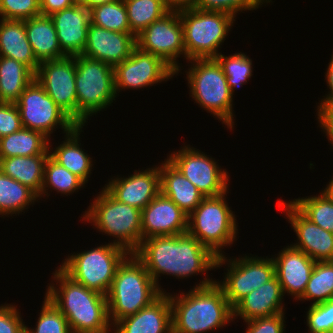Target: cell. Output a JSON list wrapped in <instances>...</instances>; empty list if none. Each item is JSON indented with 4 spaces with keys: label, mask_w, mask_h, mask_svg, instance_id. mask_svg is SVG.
Here are the masks:
<instances>
[{
    "label": "cell",
    "mask_w": 333,
    "mask_h": 333,
    "mask_svg": "<svg viewBox=\"0 0 333 333\" xmlns=\"http://www.w3.org/2000/svg\"><path fill=\"white\" fill-rule=\"evenodd\" d=\"M134 255L145 265L162 293L165 291L158 283L162 274L187 279L216 269L217 256L188 233L146 238Z\"/></svg>",
    "instance_id": "6da1fadb"
},
{
    "label": "cell",
    "mask_w": 333,
    "mask_h": 333,
    "mask_svg": "<svg viewBox=\"0 0 333 333\" xmlns=\"http://www.w3.org/2000/svg\"><path fill=\"white\" fill-rule=\"evenodd\" d=\"M167 294L172 309V333H206L233 322V308L212 278H203L188 293Z\"/></svg>",
    "instance_id": "7a4b0ae2"
},
{
    "label": "cell",
    "mask_w": 333,
    "mask_h": 333,
    "mask_svg": "<svg viewBox=\"0 0 333 333\" xmlns=\"http://www.w3.org/2000/svg\"><path fill=\"white\" fill-rule=\"evenodd\" d=\"M53 275L56 285L50 283L45 296L67 319L72 333H113L105 295L77 283L59 267Z\"/></svg>",
    "instance_id": "3957f363"
},
{
    "label": "cell",
    "mask_w": 333,
    "mask_h": 333,
    "mask_svg": "<svg viewBox=\"0 0 333 333\" xmlns=\"http://www.w3.org/2000/svg\"><path fill=\"white\" fill-rule=\"evenodd\" d=\"M161 294L145 265L130 253L117 267L106 295L111 325L147 307Z\"/></svg>",
    "instance_id": "277c9868"
},
{
    "label": "cell",
    "mask_w": 333,
    "mask_h": 333,
    "mask_svg": "<svg viewBox=\"0 0 333 333\" xmlns=\"http://www.w3.org/2000/svg\"><path fill=\"white\" fill-rule=\"evenodd\" d=\"M82 215V221L115 238L113 244L134 253L142 243L141 210L116 200L104 187ZM84 216V217H83Z\"/></svg>",
    "instance_id": "5b68a950"
},
{
    "label": "cell",
    "mask_w": 333,
    "mask_h": 333,
    "mask_svg": "<svg viewBox=\"0 0 333 333\" xmlns=\"http://www.w3.org/2000/svg\"><path fill=\"white\" fill-rule=\"evenodd\" d=\"M187 74L190 93L195 103L213 114L233 130V96L221 65L215 58L192 59Z\"/></svg>",
    "instance_id": "8992f818"
},
{
    "label": "cell",
    "mask_w": 333,
    "mask_h": 333,
    "mask_svg": "<svg viewBox=\"0 0 333 333\" xmlns=\"http://www.w3.org/2000/svg\"><path fill=\"white\" fill-rule=\"evenodd\" d=\"M229 191L205 197L188 216L187 233L207 247L215 256H223L222 249L234 243L238 225L226 196Z\"/></svg>",
    "instance_id": "52a82bcc"
},
{
    "label": "cell",
    "mask_w": 333,
    "mask_h": 333,
    "mask_svg": "<svg viewBox=\"0 0 333 333\" xmlns=\"http://www.w3.org/2000/svg\"><path fill=\"white\" fill-rule=\"evenodd\" d=\"M183 27L186 60L215 58L221 52L235 17L217 11L196 8L179 11Z\"/></svg>",
    "instance_id": "ba28073f"
},
{
    "label": "cell",
    "mask_w": 333,
    "mask_h": 333,
    "mask_svg": "<svg viewBox=\"0 0 333 333\" xmlns=\"http://www.w3.org/2000/svg\"><path fill=\"white\" fill-rule=\"evenodd\" d=\"M77 125L85 126L93 114L111 106L117 97L113 67L103 61L76 55Z\"/></svg>",
    "instance_id": "9c48e42d"
},
{
    "label": "cell",
    "mask_w": 333,
    "mask_h": 333,
    "mask_svg": "<svg viewBox=\"0 0 333 333\" xmlns=\"http://www.w3.org/2000/svg\"><path fill=\"white\" fill-rule=\"evenodd\" d=\"M129 254L125 248L111 242L73 253L59 268L77 283L106 296L117 267Z\"/></svg>",
    "instance_id": "30bf717a"
},
{
    "label": "cell",
    "mask_w": 333,
    "mask_h": 333,
    "mask_svg": "<svg viewBox=\"0 0 333 333\" xmlns=\"http://www.w3.org/2000/svg\"><path fill=\"white\" fill-rule=\"evenodd\" d=\"M226 264L227 273L223 281H216L233 308L241 299L258 289L275 276V263L271 258L248 256L227 259L217 257L216 269Z\"/></svg>",
    "instance_id": "8fae6325"
},
{
    "label": "cell",
    "mask_w": 333,
    "mask_h": 333,
    "mask_svg": "<svg viewBox=\"0 0 333 333\" xmlns=\"http://www.w3.org/2000/svg\"><path fill=\"white\" fill-rule=\"evenodd\" d=\"M15 104L19 109L23 128L39 131L48 138L59 126L65 135L77 126L36 79L21 93Z\"/></svg>",
    "instance_id": "7c38bea8"
},
{
    "label": "cell",
    "mask_w": 333,
    "mask_h": 333,
    "mask_svg": "<svg viewBox=\"0 0 333 333\" xmlns=\"http://www.w3.org/2000/svg\"><path fill=\"white\" fill-rule=\"evenodd\" d=\"M189 145L171 152L167 159L188 179L204 197H214L229 190V175L214 158Z\"/></svg>",
    "instance_id": "4fadbf2b"
},
{
    "label": "cell",
    "mask_w": 333,
    "mask_h": 333,
    "mask_svg": "<svg viewBox=\"0 0 333 333\" xmlns=\"http://www.w3.org/2000/svg\"><path fill=\"white\" fill-rule=\"evenodd\" d=\"M136 47L160 57L178 75L181 67L177 58L183 55L186 59L179 11H170L160 20L151 23L136 36Z\"/></svg>",
    "instance_id": "5bb4252c"
},
{
    "label": "cell",
    "mask_w": 333,
    "mask_h": 333,
    "mask_svg": "<svg viewBox=\"0 0 333 333\" xmlns=\"http://www.w3.org/2000/svg\"><path fill=\"white\" fill-rule=\"evenodd\" d=\"M75 75L76 55L41 62L35 79L50 98L77 124Z\"/></svg>",
    "instance_id": "9a60e30c"
},
{
    "label": "cell",
    "mask_w": 333,
    "mask_h": 333,
    "mask_svg": "<svg viewBox=\"0 0 333 333\" xmlns=\"http://www.w3.org/2000/svg\"><path fill=\"white\" fill-rule=\"evenodd\" d=\"M116 95L122 89H139L168 81L176 72L160 57L135 47L131 55L113 67Z\"/></svg>",
    "instance_id": "2e32d148"
},
{
    "label": "cell",
    "mask_w": 333,
    "mask_h": 333,
    "mask_svg": "<svg viewBox=\"0 0 333 333\" xmlns=\"http://www.w3.org/2000/svg\"><path fill=\"white\" fill-rule=\"evenodd\" d=\"M278 208H284L286 219L296 233L297 243L294 248L303 251L315 262L333 261V233L322 229L306 218L290 200L277 203Z\"/></svg>",
    "instance_id": "e0dca14e"
},
{
    "label": "cell",
    "mask_w": 333,
    "mask_h": 333,
    "mask_svg": "<svg viewBox=\"0 0 333 333\" xmlns=\"http://www.w3.org/2000/svg\"><path fill=\"white\" fill-rule=\"evenodd\" d=\"M142 240L186 234L188 215L161 192L141 210Z\"/></svg>",
    "instance_id": "ac0fdd59"
},
{
    "label": "cell",
    "mask_w": 333,
    "mask_h": 333,
    "mask_svg": "<svg viewBox=\"0 0 333 333\" xmlns=\"http://www.w3.org/2000/svg\"><path fill=\"white\" fill-rule=\"evenodd\" d=\"M104 188L119 202L142 210L160 193L159 166L111 178Z\"/></svg>",
    "instance_id": "d6986e66"
},
{
    "label": "cell",
    "mask_w": 333,
    "mask_h": 333,
    "mask_svg": "<svg viewBox=\"0 0 333 333\" xmlns=\"http://www.w3.org/2000/svg\"><path fill=\"white\" fill-rule=\"evenodd\" d=\"M135 47L136 37L132 33L115 32L91 23L82 55L114 67L127 59Z\"/></svg>",
    "instance_id": "ffe728a7"
},
{
    "label": "cell",
    "mask_w": 333,
    "mask_h": 333,
    "mask_svg": "<svg viewBox=\"0 0 333 333\" xmlns=\"http://www.w3.org/2000/svg\"><path fill=\"white\" fill-rule=\"evenodd\" d=\"M54 23L60 48L67 56L82 54L91 24V11L85 5H75L50 16Z\"/></svg>",
    "instance_id": "44dd1931"
},
{
    "label": "cell",
    "mask_w": 333,
    "mask_h": 333,
    "mask_svg": "<svg viewBox=\"0 0 333 333\" xmlns=\"http://www.w3.org/2000/svg\"><path fill=\"white\" fill-rule=\"evenodd\" d=\"M277 255L272 259L275 263V275L283 293L299 300L303 296L316 262L291 244L284 247Z\"/></svg>",
    "instance_id": "7402d4cb"
},
{
    "label": "cell",
    "mask_w": 333,
    "mask_h": 333,
    "mask_svg": "<svg viewBox=\"0 0 333 333\" xmlns=\"http://www.w3.org/2000/svg\"><path fill=\"white\" fill-rule=\"evenodd\" d=\"M114 333H172V309L167 292L137 313L118 320Z\"/></svg>",
    "instance_id": "603a6c76"
},
{
    "label": "cell",
    "mask_w": 333,
    "mask_h": 333,
    "mask_svg": "<svg viewBox=\"0 0 333 333\" xmlns=\"http://www.w3.org/2000/svg\"><path fill=\"white\" fill-rule=\"evenodd\" d=\"M284 293L275 275L271 280L253 290L233 307V319L237 317L245 322L284 313L282 304Z\"/></svg>",
    "instance_id": "cb8c5ba5"
},
{
    "label": "cell",
    "mask_w": 333,
    "mask_h": 333,
    "mask_svg": "<svg viewBox=\"0 0 333 333\" xmlns=\"http://www.w3.org/2000/svg\"><path fill=\"white\" fill-rule=\"evenodd\" d=\"M159 170L160 192L189 216L205 197L168 159Z\"/></svg>",
    "instance_id": "d4e9b609"
},
{
    "label": "cell",
    "mask_w": 333,
    "mask_h": 333,
    "mask_svg": "<svg viewBox=\"0 0 333 333\" xmlns=\"http://www.w3.org/2000/svg\"><path fill=\"white\" fill-rule=\"evenodd\" d=\"M0 56L15 59L36 74L40 63L27 39L24 21L0 19Z\"/></svg>",
    "instance_id": "484cf974"
},
{
    "label": "cell",
    "mask_w": 333,
    "mask_h": 333,
    "mask_svg": "<svg viewBox=\"0 0 333 333\" xmlns=\"http://www.w3.org/2000/svg\"><path fill=\"white\" fill-rule=\"evenodd\" d=\"M26 35L39 63L67 55L60 48L57 32L50 16L38 15L24 20Z\"/></svg>",
    "instance_id": "4316f807"
},
{
    "label": "cell",
    "mask_w": 333,
    "mask_h": 333,
    "mask_svg": "<svg viewBox=\"0 0 333 333\" xmlns=\"http://www.w3.org/2000/svg\"><path fill=\"white\" fill-rule=\"evenodd\" d=\"M82 129L83 126L77 125L70 133L64 135L66 137L64 138L65 141L55 148L52 147L49 141V156L69 172L88 183L93 160H91L90 155L84 152V149L82 150V147L80 148V132H83ZM53 149L55 150L53 151Z\"/></svg>",
    "instance_id": "83f0119b"
},
{
    "label": "cell",
    "mask_w": 333,
    "mask_h": 333,
    "mask_svg": "<svg viewBox=\"0 0 333 333\" xmlns=\"http://www.w3.org/2000/svg\"><path fill=\"white\" fill-rule=\"evenodd\" d=\"M49 155L14 156L0 158V171L28 186L37 195L41 193L45 161Z\"/></svg>",
    "instance_id": "f1b7e54d"
},
{
    "label": "cell",
    "mask_w": 333,
    "mask_h": 333,
    "mask_svg": "<svg viewBox=\"0 0 333 333\" xmlns=\"http://www.w3.org/2000/svg\"><path fill=\"white\" fill-rule=\"evenodd\" d=\"M49 141L39 131L22 128L0 138V158L49 155Z\"/></svg>",
    "instance_id": "f546056e"
},
{
    "label": "cell",
    "mask_w": 333,
    "mask_h": 333,
    "mask_svg": "<svg viewBox=\"0 0 333 333\" xmlns=\"http://www.w3.org/2000/svg\"><path fill=\"white\" fill-rule=\"evenodd\" d=\"M35 79V74L23 63L0 56V101L16 103L21 93Z\"/></svg>",
    "instance_id": "4dcf8cb0"
},
{
    "label": "cell",
    "mask_w": 333,
    "mask_h": 333,
    "mask_svg": "<svg viewBox=\"0 0 333 333\" xmlns=\"http://www.w3.org/2000/svg\"><path fill=\"white\" fill-rule=\"evenodd\" d=\"M38 200V195L28 186L0 171V215H19Z\"/></svg>",
    "instance_id": "1f68e13d"
},
{
    "label": "cell",
    "mask_w": 333,
    "mask_h": 333,
    "mask_svg": "<svg viewBox=\"0 0 333 333\" xmlns=\"http://www.w3.org/2000/svg\"><path fill=\"white\" fill-rule=\"evenodd\" d=\"M124 3L131 33L135 37L170 12L164 0H124Z\"/></svg>",
    "instance_id": "d6a6232c"
},
{
    "label": "cell",
    "mask_w": 333,
    "mask_h": 333,
    "mask_svg": "<svg viewBox=\"0 0 333 333\" xmlns=\"http://www.w3.org/2000/svg\"><path fill=\"white\" fill-rule=\"evenodd\" d=\"M85 184L81 178L69 172L48 156L44 165L42 190L38 198L40 199L45 195L48 197L50 195L48 193L49 188L68 196L71 193L78 192V189L83 188Z\"/></svg>",
    "instance_id": "836d02e7"
},
{
    "label": "cell",
    "mask_w": 333,
    "mask_h": 333,
    "mask_svg": "<svg viewBox=\"0 0 333 333\" xmlns=\"http://www.w3.org/2000/svg\"><path fill=\"white\" fill-rule=\"evenodd\" d=\"M290 202L312 223L333 233V200L324 191Z\"/></svg>",
    "instance_id": "e575fe53"
},
{
    "label": "cell",
    "mask_w": 333,
    "mask_h": 333,
    "mask_svg": "<svg viewBox=\"0 0 333 333\" xmlns=\"http://www.w3.org/2000/svg\"><path fill=\"white\" fill-rule=\"evenodd\" d=\"M333 299V261L316 262L300 301L311 305Z\"/></svg>",
    "instance_id": "d590c367"
},
{
    "label": "cell",
    "mask_w": 333,
    "mask_h": 333,
    "mask_svg": "<svg viewBox=\"0 0 333 333\" xmlns=\"http://www.w3.org/2000/svg\"><path fill=\"white\" fill-rule=\"evenodd\" d=\"M91 23L107 30L131 33L124 0L96 5L90 8Z\"/></svg>",
    "instance_id": "8d00e7d4"
},
{
    "label": "cell",
    "mask_w": 333,
    "mask_h": 333,
    "mask_svg": "<svg viewBox=\"0 0 333 333\" xmlns=\"http://www.w3.org/2000/svg\"><path fill=\"white\" fill-rule=\"evenodd\" d=\"M215 59L222 67L232 96L234 89L248 83V79L253 75L252 60L245 53L237 52L230 56L220 53Z\"/></svg>",
    "instance_id": "74e56055"
},
{
    "label": "cell",
    "mask_w": 333,
    "mask_h": 333,
    "mask_svg": "<svg viewBox=\"0 0 333 333\" xmlns=\"http://www.w3.org/2000/svg\"><path fill=\"white\" fill-rule=\"evenodd\" d=\"M41 309L36 328L25 325V333H72L67 319L46 296Z\"/></svg>",
    "instance_id": "f35d334b"
},
{
    "label": "cell",
    "mask_w": 333,
    "mask_h": 333,
    "mask_svg": "<svg viewBox=\"0 0 333 333\" xmlns=\"http://www.w3.org/2000/svg\"><path fill=\"white\" fill-rule=\"evenodd\" d=\"M272 0H197L196 9L205 11L224 12L236 18L238 12L247 10H256L265 2Z\"/></svg>",
    "instance_id": "ab89813d"
},
{
    "label": "cell",
    "mask_w": 333,
    "mask_h": 333,
    "mask_svg": "<svg viewBox=\"0 0 333 333\" xmlns=\"http://www.w3.org/2000/svg\"><path fill=\"white\" fill-rule=\"evenodd\" d=\"M306 315L310 333H333V299L310 305Z\"/></svg>",
    "instance_id": "60d3db41"
},
{
    "label": "cell",
    "mask_w": 333,
    "mask_h": 333,
    "mask_svg": "<svg viewBox=\"0 0 333 333\" xmlns=\"http://www.w3.org/2000/svg\"><path fill=\"white\" fill-rule=\"evenodd\" d=\"M41 15L40 0H0V17L8 20H27Z\"/></svg>",
    "instance_id": "b9f144b4"
},
{
    "label": "cell",
    "mask_w": 333,
    "mask_h": 333,
    "mask_svg": "<svg viewBox=\"0 0 333 333\" xmlns=\"http://www.w3.org/2000/svg\"><path fill=\"white\" fill-rule=\"evenodd\" d=\"M23 128L20 112L15 103L0 102V138Z\"/></svg>",
    "instance_id": "7bdbcfd3"
},
{
    "label": "cell",
    "mask_w": 333,
    "mask_h": 333,
    "mask_svg": "<svg viewBox=\"0 0 333 333\" xmlns=\"http://www.w3.org/2000/svg\"><path fill=\"white\" fill-rule=\"evenodd\" d=\"M284 317V313H277L247 321L246 333H285Z\"/></svg>",
    "instance_id": "ee69618b"
},
{
    "label": "cell",
    "mask_w": 333,
    "mask_h": 333,
    "mask_svg": "<svg viewBox=\"0 0 333 333\" xmlns=\"http://www.w3.org/2000/svg\"><path fill=\"white\" fill-rule=\"evenodd\" d=\"M24 323L15 304L0 306V333H25Z\"/></svg>",
    "instance_id": "f6af8a7d"
},
{
    "label": "cell",
    "mask_w": 333,
    "mask_h": 333,
    "mask_svg": "<svg viewBox=\"0 0 333 333\" xmlns=\"http://www.w3.org/2000/svg\"><path fill=\"white\" fill-rule=\"evenodd\" d=\"M319 126L323 129L333 148V101H320L317 106Z\"/></svg>",
    "instance_id": "bcb514c9"
},
{
    "label": "cell",
    "mask_w": 333,
    "mask_h": 333,
    "mask_svg": "<svg viewBox=\"0 0 333 333\" xmlns=\"http://www.w3.org/2000/svg\"><path fill=\"white\" fill-rule=\"evenodd\" d=\"M78 3V0H40L41 15L51 16Z\"/></svg>",
    "instance_id": "7dc6e473"
},
{
    "label": "cell",
    "mask_w": 333,
    "mask_h": 333,
    "mask_svg": "<svg viewBox=\"0 0 333 333\" xmlns=\"http://www.w3.org/2000/svg\"><path fill=\"white\" fill-rule=\"evenodd\" d=\"M170 11H181L195 7L197 0H164Z\"/></svg>",
    "instance_id": "c3c4849f"
},
{
    "label": "cell",
    "mask_w": 333,
    "mask_h": 333,
    "mask_svg": "<svg viewBox=\"0 0 333 333\" xmlns=\"http://www.w3.org/2000/svg\"><path fill=\"white\" fill-rule=\"evenodd\" d=\"M326 75V82L328 84L329 89L331 90L330 92H328V95L323 96L325 98H323L321 101H333V55L331 57V60L328 64V68L327 71L325 73Z\"/></svg>",
    "instance_id": "681fc988"
},
{
    "label": "cell",
    "mask_w": 333,
    "mask_h": 333,
    "mask_svg": "<svg viewBox=\"0 0 333 333\" xmlns=\"http://www.w3.org/2000/svg\"><path fill=\"white\" fill-rule=\"evenodd\" d=\"M113 1H116V0H78L79 3H81L82 5H85L88 9H90L96 5L110 3Z\"/></svg>",
    "instance_id": "f907efd6"
},
{
    "label": "cell",
    "mask_w": 333,
    "mask_h": 333,
    "mask_svg": "<svg viewBox=\"0 0 333 333\" xmlns=\"http://www.w3.org/2000/svg\"><path fill=\"white\" fill-rule=\"evenodd\" d=\"M323 191L333 200V178Z\"/></svg>",
    "instance_id": "816d5d0a"
}]
</instances>
